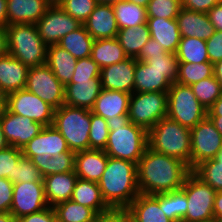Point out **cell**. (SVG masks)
Returning a JSON list of instances; mask_svg holds the SVG:
<instances>
[{
	"instance_id": "25",
	"label": "cell",
	"mask_w": 222,
	"mask_h": 222,
	"mask_svg": "<svg viewBox=\"0 0 222 222\" xmlns=\"http://www.w3.org/2000/svg\"><path fill=\"white\" fill-rule=\"evenodd\" d=\"M29 67L10 54L0 57V87L8 95L25 89Z\"/></svg>"
},
{
	"instance_id": "5",
	"label": "cell",
	"mask_w": 222,
	"mask_h": 222,
	"mask_svg": "<svg viewBox=\"0 0 222 222\" xmlns=\"http://www.w3.org/2000/svg\"><path fill=\"white\" fill-rule=\"evenodd\" d=\"M8 54L30 67L46 64L48 46L38 33L36 24L6 26Z\"/></svg>"
},
{
	"instance_id": "69",
	"label": "cell",
	"mask_w": 222,
	"mask_h": 222,
	"mask_svg": "<svg viewBox=\"0 0 222 222\" xmlns=\"http://www.w3.org/2000/svg\"><path fill=\"white\" fill-rule=\"evenodd\" d=\"M53 222H62L61 220H59L57 217L54 218Z\"/></svg>"
},
{
	"instance_id": "65",
	"label": "cell",
	"mask_w": 222,
	"mask_h": 222,
	"mask_svg": "<svg viewBox=\"0 0 222 222\" xmlns=\"http://www.w3.org/2000/svg\"><path fill=\"white\" fill-rule=\"evenodd\" d=\"M142 7H147L150 0H127Z\"/></svg>"
},
{
	"instance_id": "29",
	"label": "cell",
	"mask_w": 222,
	"mask_h": 222,
	"mask_svg": "<svg viewBox=\"0 0 222 222\" xmlns=\"http://www.w3.org/2000/svg\"><path fill=\"white\" fill-rule=\"evenodd\" d=\"M77 60L57 44L48 46L46 64L64 86L71 82Z\"/></svg>"
},
{
	"instance_id": "41",
	"label": "cell",
	"mask_w": 222,
	"mask_h": 222,
	"mask_svg": "<svg viewBox=\"0 0 222 222\" xmlns=\"http://www.w3.org/2000/svg\"><path fill=\"white\" fill-rule=\"evenodd\" d=\"M195 97L208 110L209 107L222 95V87L214 75L190 86Z\"/></svg>"
},
{
	"instance_id": "26",
	"label": "cell",
	"mask_w": 222,
	"mask_h": 222,
	"mask_svg": "<svg viewBox=\"0 0 222 222\" xmlns=\"http://www.w3.org/2000/svg\"><path fill=\"white\" fill-rule=\"evenodd\" d=\"M168 81V71H158L146 62L136 60L134 93L165 92L171 87Z\"/></svg>"
},
{
	"instance_id": "60",
	"label": "cell",
	"mask_w": 222,
	"mask_h": 222,
	"mask_svg": "<svg viewBox=\"0 0 222 222\" xmlns=\"http://www.w3.org/2000/svg\"><path fill=\"white\" fill-rule=\"evenodd\" d=\"M213 69H214V77L222 87V59L217 63L213 64Z\"/></svg>"
},
{
	"instance_id": "6",
	"label": "cell",
	"mask_w": 222,
	"mask_h": 222,
	"mask_svg": "<svg viewBox=\"0 0 222 222\" xmlns=\"http://www.w3.org/2000/svg\"><path fill=\"white\" fill-rule=\"evenodd\" d=\"M91 110L62 105L54 112L53 126L65 138L74 153L90 149Z\"/></svg>"
},
{
	"instance_id": "33",
	"label": "cell",
	"mask_w": 222,
	"mask_h": 222,
	"mask_svg": "<svg viewBox=\"0 0 222 222\" xmlns=\"http://www.w3.org/2000/svg\"><path fill=\"white\" fill-rule=\"evenodd\" d=\"M147 23L133 28L119 29L116 39L128 57L136 58L150 39Z\"/></svg>"
},
{
	"instance_id": "44",
	"label": "cell",
	"mask_w": 222,
	"mask_h": 222,
	"mask_svg": "<svg viewBox=\"0 0 222 222\" xmlns=\"http://www.w3.org/2000/svg\"><path fill=\"white\" fill-rule=\"evenodd\" d=\"M96 0H62L58 6L81 24L88 19L96 7Z\"/></svg>"
},
{
	"instance_id": "35",
	"label": "cell",
	"mask_w": 222,
	"mask_h": 222,
	"mask_svg": "<svg viewBox=\"0 0 222 222\" xmlns=\"http://www.w3.org/2000/svg\"><path fill=\"white\" fill-rule=\"evenodd\" d=\"M94 39L82 24L76 30L65 35L57 44L67 50L76 59L91 57Z\"/></svg>"
},
{
	"instance_id": "4",
	"label": "cell",
	"mask_w": 222,
	"mask_h": 222,
	"mask_svg": "<svg viewBox=\"0 0 222 222\" xmlns=\"http://www.w3.org/2000/svg\"><path fill=\"white\" fill-rule=\"evenodd\" d=\"M148 148L176 158L190 168L191 134L190 129L168 117L160 119L148 131Z\"/></svg>"
},
{
	"instance_id": "66",
	"label": "cell",
	"mask_w": 222,
	"mask_h": 222,
	"mask_svg": "<svg viewBox=\"0 0 222 222\" xmlns=\"http://www.w3.org/2000/svg\"><path fill=\"white\" fill-rule=\"evenodd\" d=\"M122 0H96L97 4H114Z\"/></svg>"
},
{
	"instance_id": "20",
	"label": "cell",
	"mask_w": 222,
	"mask_h": 222,
	"mask_svg": "<svg viewBox=\"0 0 222 222\" xmlns=\"http://www.w3.org/2000/svg\"><path fill=\"white\" fill-rule=\"evenodd\" d=\"M101 90L100 78L68 83L65 86V104L91 110Z\"/></svg>"
},
{
	"instance_id": "17",
	"label": "cell",
	"mask_w": 222,
	"mask_h": 222,
	"mask_svg": "<svg viewBox=\"0 0 222 222\" xmlns=\"http://www.w3.org/2000/svg\"><path fill=\"white\" fill-rule=\"evenodd\" d=\"M21 150L23 156L30 159L39 154H49L53 157L63 152H73L69 149L65 138L53 125L45 126Z\"/></svg>"
},
{
	"instance_id": "2",
	"label": "cell",
	"mask_w": 222,
	"mask_h": 222,
	"mask_svg": "<svg viewBox=\"0 0 222 222\" xmlns=\"http://www.w3.org/2000/svg\"><path fill=\"white\" fill-rule=\"evenodd\" d=\"M103 199L112 209H127L140 194L137 164L108 156L105 171L98 182Z\"/></svg>"
},
{
	"instance_id": "12",
	"label": "cell",
	"mask_w": 222,
	"mask_h": 222,
	"mask_svg": "<svg viewBox=\"0 0 222 222\" xmlns=\"http://www.w3.org/2000/svg\"><path fill=\"white\" fill-rule=\"evenodd\" d=\"M7 109L44 126L53 124L55 109L26 89L8 94Z\"/></svg>"
},
{
	"instance_id": "48",
	"label": "cell",
	"mask_w": 222,
	"mask_h": 222,
	"mask_svg": "<svg viewBox=\"0 0 222 222\" xmlns=\"http://www.w3.org/2000/svg\"><path fill=\"white\" fill-rule=\"evenodd\" d=\"M100 72V67L91 57L80 58L77 60L75 71L70 83H76V80L100 78Z\"/></svg>"
},
{
	"instance_id": "34",
	"label": "cell",
	"mask_w": 222,
	"mask_h": 222,
	"mask_svg": "<svg viewBox=\"0 0 222 222\" xmlns=\"http://www.w3.org/2000/svg\"><path fill=\"white\" fill-rule=\"evenodd\" d=\"M119 29L133 28L147 23L146 7L127 0L112 4Z\"/></svg>"
},
{
	"instance_id": "61",
	"label": "cell",
	"mask_w": 222,
	"mask_h": 222,
	"mask_svg": "<svg viewBox=\"0 0 222 222\" xmlns=\"http://www.w3.org/2000/svg\"><path fill=\"white\" fill-rule=\"evenodd\" d=\"M8 95L0 87V114L7 109Z\"/></svg>"
},
{
	"instance_id": "36",
	"label": "cell",
	"mask_w": 222,
	"mask_h": 222,
	"mask_svg": "<svg viewBox=\"0 0 222 222\" xmlns=\"http://www.w3.org/2000/svg\"><path fill=\"white\" fill-rule=\"evenodd\" d=\"M176 57L178 63H204L209 62L206 41L191 37H181Z\"/></svg>"
},
{
	"instance_id": "39",
	"label": "cell",
	"mask_w": 222,
	"mask_h": 222,
	"mask_svg": "<svg viewBox=\"0 0 222 222\" xmlns=\"http://www.w3.org/2000/svg\"><path fill=\"white\" fill-rule=\"evenodd\" d=\"M56 217L62 222H89L96 219L97 213L73 200L61 202L53 207Z\"/></svg>"
},
{
	"instance_id": "68",
	"label": "cell",
	"mask_w": 222,
	"mask_h": 222,
	"mask_svg": "<svg viewBox=\"0 0 222 222\" xmlns=\"http://www.w3.org/2000/svg\"><path fill=\"white\" fill-rule=\"evenodd\" d=\"M212 222H222V218H214Z\"/></svg>"
},
{
	"instance_id": "14",
	"label": "cell",
	"mask_w": 222,
	"mask_h": 222,
	"mask_svg": "<svg viewBox=\"0 0 222 222\" xmlns=\"http://www.w3.org/2000/svg\"><path fill=\"white\" fill-rule=\"evenodd\" d=\"M49 207L45 198L43 182H21L13 185L10 212L16 219L37 213Z\"/></svg>"
},
{
	"instance_id": "15",
	"label": "cell",
	"mask_w": 222,
	"mask_h": 222,
	"mask_svg": "<svg viewBox=\"0 0 222 222\" xmlns=\"http://www.w3.org/2000/svg\"><path fill=\"white\" fill-rule=\"evenodd\" d=\"M0 123L10 146L22 149L45 127L28 117L16 115L6 109L0 114Z\"/></svg>"
},
{
	"instance_id": "52",
	"label": "cell",
	"mask_w": 222,
	"mask_h": 222,
	"mask_svg": "<svg viewBox=\"0 0 222 222\" xmlns=\"http://www.w3.org/2000/svg\"><path fill=\"white\" fill-rule=\"evenodd\" d=\"M168 53L163 49L162 45L156 40L150 38L148 42L142 47L139 55L135 58L138 61H145L153 56H165Z\"/></svg>"
},
{
	"instance_id": "19",
	"label": "cell",
	"mask_w": 222,
	"mask_h": 222,
	"mask_svg": "<svg viewBox=\"0 0 222 222\" xmlns=\"http://www.w3.org/2000/svg\"><path fill=\"white\" fill-rule=\"evenodd\" d=\"M50 0H7V22L36 24L51 6Z\"/></svg>"
},
{
	"instance_id": "56",
	"label": "cell",
	"mask_w": 222,
	"mask_h": 222,
	"mask_svg": "<svg viewBox=\"0 0 222 222\" xmlns=\"http://www.w3.org/2000/svg\"><path fill=\"white\" fill-rule=\"evenodd\" d=\"M8 54V36L7 30L0 27V57Z\"/></svg>"
},
{
	"instance_id": "47",
	"label": "cell",
	"mask_w": 222,
	"mask_h": 222,
	"mask_svg": "<svg viewBox=\"0 0 222 222\" xmlns=\"http://www.w3.org/2000/svg\"><path fill=\"white\" fill-rule=\"evenodd\" d=\"M22 156V150L14 146L0 150V178H7L14 183L15 165Z\"/></svg>"
},
{
	"instance_id": "50",
	"label": "cell",
	"mask_w": 222,
	"mask_h": 222,
	"mask_svg": "<svg viewBox=\"0 0 222 222\" xmlns=\"http://www.w3.org/2000/svg\"><path fill=\"white\" fill-rule=\"evenodd\" d=\"M13 185L7 178H0V212H10L12 198H13Z\"/></svg>"
},
{
	"instance_id": "63",
	"label": "cell",
	"mask_w": 222,
	"mask_h": 222,
	"mask_svg": "<svg viewBox=\"0 0 222 222\" xmlns=\"http://www.w3.org/2000/svg\"><path fill=\"white\" fill-rule=\"evenodd\" d=\"M211 121L214 123L215 128L222 135V116H208Z\"/></svg>"
},
{
	"instance_id": "27",
	"label": "cell",
	"mask_w": 222,
	"mask_h": 222,
	"mask_svg": "<svg viewBox=\"0 0 222 222\" xmlns=\"http://www.w3.org/2000/svg\"><path fill=\"white\" fill-rule=\"evenodd\" d=\"M130 96V93L102 88L91 112L105 120L113 116L128 115Z\"/></svg>"
},
{
	"instance_id": "31",
	"label": "cell",
	"mask_w": 222,
	"mask_h": 222,
	"mask_svg": "<svg viewBox=\"0 0 222 222\" xmlns=\"http://www.w3.org/2000/svg\"><path fill=\"white\" fill-rule=\"evenodd\" d=\"M91 58L100 69L122 62L128 56L115 38L97 39L92 44Z\"/></svg>"
},
{
	"instance_id": "57",
	"label": "cell",
	"mask_w": 222,
	"mask_h": 222,
	"mask_svg": "<svg viewBox=\"0 0 222 222\" xmlns=\"http://www.w3.org/2000/svg\"><path fill=\"white\" fill-rule=\"evenodd\" d=\"M213 212L214 218H222V190L216 191Z\"/></svg>"
},
{
	"instance_id": "46",
	"label": "cell",
	"mask_w": 222,
	"mask_h": 222,
	"mask_svg": "<svg viewBox=\"0 0 222 222\" xmlns=\"http://www.w3.org/2000/svg\"><path fill=\"white\" fill-rule=\"evenodd\" d=\"M144 62L158 71H168V81L171 84L176 82L178 77V59L175 53L168 52L165 56H153Z\"/></svg>"
},
{
	"instance_id": "21",
	"label": "cell",
	"mask_w": 222,
	"mask_h": 222,
	"mask_svg": "<svg viewBox=\"0 0 222 222\" xmlns=\"http://www.w3.org/2000/svg\"><path fill=\"white\" fill-rule=\"evenodd\" d=\"M78 179L75 171L50 174L43 177L44 192L49 207L71 199Z\"/></svg>"
},
{
	"instance_id": "49",
	"label": "cell",
	"mask_w": 222,
	"mask_h": 222,
	"mask_svg": "<svg viewBox=\"0 0 222 222\" xmlns=\"http://www.w3.org/2000/svg\"><path fill=\"white\" fill-rule=\"evenodd\" d=\"M209 62L217 63L222 59V31H215L206 41Z\"/></svg>"
},
{
	"instance_id": "18",
	"label": "cell",
	"mask_w": 222,
	"mask_h": 222,
	"mask_svg": "<svg viewBox=\"0 0 222 222\" xmlns=\"http://www.w3.org/2000/svg\"><path fill=\"white\" fill-rule=\"evenodd\" d=\"M83 25L94 40L115 38L119 31L111 4H97Z\"/></svg>"
},
{
	"instance_id": "53",
	"label": "cell",
	"mask_w": 222,
	"mask_h": 222,
	"mask_svg": "<svg viewBox=\"0 0 222 222\" xmlns=\"http://www.w3.org/2000/svg\"><path fill=\"white\" fill-rule=\"evenodd\" d=\"M221 0H181V8L208 13Z\"/></svg>"
},
{
	"instance_id": "54",
	"label": "cell",
	"mask_w": 222,
	"mask_h": 222,
	"mask_svg": "<svg viewBox=\"0 0 222 222\" xmlns=\"http://www.w3.org/2000/svg\"><path fill=\"white\" fill-rule=\"evenodd\" d=\"M55 217L56 214L53 207H47L40 212L17 219V222H53Z\"/></svg>"
},
{
	"instance_id": "3",
	"label": "cell",
	"mask_w": 222,
	"mask_h": 222,
	"mask_svg": "<svg viewBox=\"0 0 222 222\" xmlns=\"http://www.w3.org/2000/svg\"><path fill=\"white\" fill-rule=\"evenodd\" d=\"M107 124L110 132L105 153L138 164L148 147V132L131 123L128 115L113 116L107 120Z\"/></svg>"
},
{
	"instance_id": "62",
	"label": "cell",
	"mask_w": 222,
	"mask_h": 222,
	"mask_svg": "<svg viewBox=\"0 0 222 222\" xmlns=\"http://www.w3.org/2000/svg\"><path fill=\"white\" fill-rule=\"evenodd\" d=\"M0 222H17L11 212H0Z\"/></svg>"
},
{
	"instance_id": "58",
	"label": "cell",
	"mask_w": 222,
	"mask_h": 222,
	"mask_svg": "<svg viewBox=\"0 0 222 222\" xmlns=\"http://www.w3.org/2000/svg\"><path fill=\"white\" fill-rule=\"evenodd\" d=\"M207 116H222V95L209 107Z\"/></svg>"
},
{
	"instance_id": "22",
	"label": "cell",
	"mask_w": 222,
	"mask_h": 222,
	"mask_svg": "<svg viewBox=\"0 0 222 222\" xmlns=\"http://www.w3.org/2000/svg\"><path fill=\"white\" fill-rule=\"evenodd\" d=\"M108 155L104 150L88 149L75 154L74 171L78 178L98 183L105 171Z\"/></svg>"
},
{
	"instance_id": "43",
	"label": "cell",
	"mask_w": 222,
	"mask_h": 222,
	"mask_svg": "<svg viewBox=\"0 0 222 222\" xmlns=\"http://www.w3.org/2000/svg\"><path fill=\"white\" fill-rule=\"evenodd\" d=\"M109 132L107 120L91 112L89 131L90 149L105 150Z\"/></svg>"
},
{
	"instance_id": "30",
	"label": "cell",
	"mask_w": 222,
	"mask_h": 222,
	"mask_svg": "<svg viewBox=\"0 0 222 222\" xmlns=\"http://www.w3.org/2000/svg\"><path fill=\"white\" fill-rule=\"evenodd\" d=\"M71 200L93 209L97 214L111 209L103 199L98 183L78 178Z\"/></svg>"
},
{
	"instance_id": "42",
	"label": "cell",
	"mask_w": 222,
	"mask_h": 222,
	"mask_svg": "<svg viewBox=\"0 0 222 222\" xmlns=\"http://www.w3.org/2000/svg\"><path fill=\"white\" fill-rule=\"evenodd\" d=\"M181 9V0H150L147 18L176 19Z\"/></svg>"
},
{
	"instance_id": "11",
	"label": "cell",
	"mask_w": 222,
	"mask_h": 222,
	"mask_svg": "<svg viewBox=\"0 0 222 222\" xmlns=\"http://www.w3.org/2000/svg\"><path fill=\"white\" fill-rule=\"evenodd\" d=\"M190 134V170L192 171L201 162L215 158L222 148V135L208 116L190 129Z\"/></svg>"
},
{
	"instance_id": "10",
	"label": "cell",
	"mask_w": 222,
	"mask_h": 222,
	"mask_svg": "<svg viewBox=\"0 0 222 222\" xmlns=\"http://www.w3.org/2000/svg\"><path fill=\"white\" fill-rule=\"evenodd\" d=\"M25 89L55 110L65 104V86L47 64L29 68Z\"/></svg>"
},
{
	"instance_id": "40",
	"label": "cell",
	"mask_w": 222,
	"mask_h": 222,
	"mask_svg": "<svg viewBox=\"0 0 222 222\" xmlns=\"http://www.w3.org/2000/svg\"><path fill=\"white\" fill-rule=\"evenodd\" d=\"M214 75L213 64L204 63H178V77L176 82L182 85L191 86L201 80Z\"/></svg>"
},
{
	"instance_id": "16",
	"label": "cell",
	"mask_w": 222,
	"mask_h": 222,
	"mask_svg": "<svg viewBox=\"0 0 222 222\" xmlns=\"http://www.w3.org/2000/svg\"><path fill=\"white\" fill-rule=\"evenodd\" d=\"M136 59L128 57L122 62L104 67L100 72L101 87L106 90H116L134 93Z\"/></svg>"
},
{
	"instance_id": "28",
	"label": "cell",
	"mask_w": 222,
	"mask_h": 222,
	"mask_svg": "<svg viewBox=\"0 0 222 222\" xmlns=\"http://www.w3.org/2000/svg\"><path fill=\"white\" fill-rule=\"evenodd\" d=\"M150 37L168 52L176 53L181 35L176 19L147 18Z\"/></svg>"
},
{
	"instance_id": "1",
	"label": "cell",
	"mask_w": 222,
	"mask_h": 222,
	"mask_svg": "<svg viewBox=\"0 0 222 222\" xmlns=\"http://www.w3.org/2000/svg\"><path fill=\"white\" fill-rule=\"evenodd\" d=\"M190 172L181 160L147 147L137 164L139 193L154 195L180 189Z\"/></svg>"
},
{
	"instance_id": "32",
	"label": "cell",
	"mask_w": 222,
	"mask_h": 222,
	"mask_svg": "<svg viewBox=\"0 0 222 222\" xmlns=\"http://www.w3.org/2000/svg\"><path fill=\"white\" fill-rule=\"evenodd\" d=\"M75 154L74 152H63L53 157L49 154H39L31 160L45 177L50 174L74 171Z\"/></svg>"
},
{
	"instance_id": "55",
	"label": "cell",
	"mask_w": 222,
	"mask_h": 222,
	"mask_svg": "<svg viewBox=\"0 0 222 222\" xmlns=\"http://www.w3.org/2000/svg\"><path fill=\"white\" fill-rule=\"evenodd\" d=\"M207 15L215 31H222V0L216 4Z\"/></svg>"
},
{
	"instance_id": "45",
	"label": "cell",
	"mask_w": 222,
	"mask_h": 222,
	"mask_svg": "<svg viewBox=\"0 0 222 222\" xmlns=\"http://www.w3.org/2000/svg\"><path fill=\"white\" fill-rule=\"evenodd\" d=\"M43 182V175L30 158L22 156L15 165L14 183Z\"/></svg>"
},
{
	"instance_id": "67",
	"label": "cell",
	"mask_w": 222,
	"mask_h": 222,
	"mask_svg": "<svg viewBox=\"0 0 222 222\" xmlns=\"http://www.w3.org/2000/svg\"><path fill=\"white\" fill-rule=\"evenodd\" d=\"M62 0H50L51 4L58 5Z\"/></svg>"
},
{
	"instance_id": "37",
	"label": "cell",
	"mask_w": 222,
	"mask_h": 222,
	"mask_svg": "<svg viewBox=\"0 0 222 222\" xmlns=\"http://www.w3.org/2000/svg\"><path fill=\"white\" fill-rule=\"evenodd\" d=\"M160 208L172 222H182L187 212V197L180 188L160 193Z\"/></svg>"
},
{
	"instance_id": "8",
	"label": "cell",
	"mask_w": 222,
	"mask_h": 222,
	"mask_svg": "<svg viewBox=\"0 0 222 222\" xmlns=\"http://www.w3.org/2000/svg\"><path fill=\"white\" fill-rule=\"evenodd\" d=\"M181 189L187 197V212L182 222H212L216 191L192 171L187 175Z\"/></svg>"
},
{
	"instance_id": "51",
	"label": "cell",
	"mask_w": 222,
	"mask_h": 222,
	"mask_svg": "<svg viewBox=\"0 0 222 222\" xmlns=\"http://www.w3.org/2000/svg\"><path fill=\"white\" fill-rule=\"evenodd\" d=\"M95 222H131L127 209H109L106 212L98 213Z\"/></svg>"
},
{
	"instance_id": "7",
	"label": "cell",
	"mask_w": 222,
	"mask_h": 222,
	"mask_svg": "<svg viewBox=\"0 0 222 222\" xmlns=\"http://www.w3.org/2000/svg\"><path fill=\"white\" fill-rule=\"evenodd\" d=\"M207 116V110L188 85L173 83L167 92V117L192 129Z\"/></svg>"
},
{
	"instance_id": "38",
	"label": "cell",
	"mask_w": 222,
	"mask_h": 222,
	"mask_svg": "<svg viewBox=\"0 0 222 222\" xmlns=\"http://www.w3.org/2000/svg\"><path fill=\"white\" fill-rule=\"evenodd\" d=\"M192 172L215 191L222 190V148L214 159L198 164Z\"/></svg>"
},
{
	"instance_id": "24",
	"label": "cell",
	"mask_w": 222,
	"mask_h": 222,
	"mask_svg": "<svg viewBox=\"0 0 222 222\" xmlns=\"http://www.w3.org/2000/svg\"><path fill=\"white\" fill-rule=\"evenodd\" d=\"M131 222H172L160 208V193L139 194L127 208Z\"/></svg>"
},
{
	"instance_id": "23",
	"label": "cell",
	"mask_w": 222,
	"mask_h": 222,
	"mask_svg": "<svg viewBox=\"0 0 222 222\" xmlns=\"http://www.w3.org/2000/svg\"><path fill=\"white\" fill-rule=\"evenodd\" d=\"M176 20L181 37H194L207 41L215 32L207 13L181 8Z\"/></svg>"
},
{
	"instance_id": "9",
	"label": "cell",
	"mask_w": 222,
	"mask_h": 222,
	"mask_svg": "<svg viewBox=\"0 0 222 222\" xmlns=\"http://www.w3.org/2000/svg\"><path fill=\"white\" fill-rule=\"evenodd\" d=\"M128 117L131 123L148 132L160 119L167 117V93L136 92L131 94Z\"/></svg>"
},
{
	"instance_id": "13",
	"label": "cell",
	"mask_w": 222,
	"mask_h": 222,
	"mask_svg": "<svg viewBox=\"0 0 222 222\" xmlns=\"http://www.w3.org/2000/svg\"><path fill=\"white\" fill-rule=\"evenodd\" d=\"M81 25L78 20L54 4L46 10L43 17L36 23L38 33L47 46L58 44L65 35Z\"/></svg>"
},
{
	"instance_id": "64",
	"label": "cell",
	"mask_w": 222,
	"mask_h": 222,
	"mask_svg": "<svg viewBox=\"0 0 222 222\" xmlns=\"http://www.w3.org/2000/svg\"><path fill=\"white\" fill-rule=\"evenodd\" d=\"M8 146H10L8 144V142L5 139L4 133H3V129L0 123V150L6 149Z\"/></svg>"
},
{
	"instance_id": "59",
	"label": "cell",
	"mask_w": 222,
	"mask_h": 222,
	"mask_svg": "<svg viewBox=\"0 0 222 222\" xmlns=\"http://www.w3.org/2000/svg\"><path fill=\"white\" fill-rule=\"evenodd\" d=\"M7 22V0H0V27L6 28Z\"/></svg>"
}]
</instances>
